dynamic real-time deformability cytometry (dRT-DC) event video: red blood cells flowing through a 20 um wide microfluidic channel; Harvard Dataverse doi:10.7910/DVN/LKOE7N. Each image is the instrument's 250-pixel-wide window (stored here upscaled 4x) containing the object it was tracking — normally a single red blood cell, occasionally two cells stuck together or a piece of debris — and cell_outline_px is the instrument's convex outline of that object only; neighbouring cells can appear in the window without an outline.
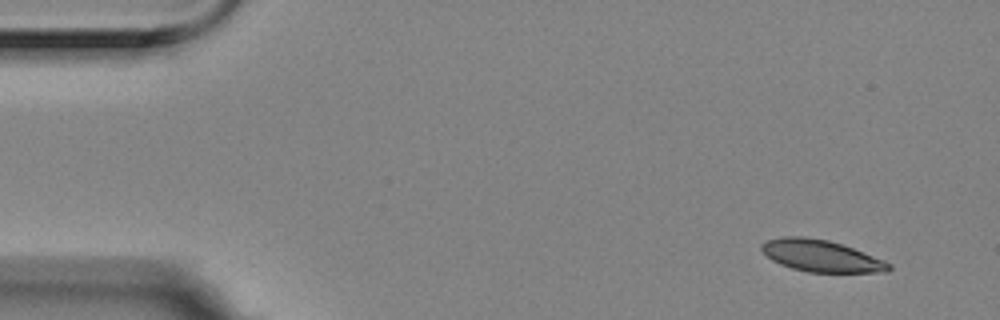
{"species": "Egyptian fruit bat (a non-hibernating species)", "species_latin": "Rousettus aegyptiacus", "temperature_condition": "room temperature", "stored_images_in_passage": 6, "camera_frame_rate_fps": 3000, "um_per_image_px": 0.085, "animal": {"sex": "female"}, "frame": {"image": 1, "passage_image": 1, "time_ms": 0.0, "image_size_px": [1000, 320], "cell_outline_px": [[892, 268], [888, 272], [808, 272], [792, 268], [780, 264], [772, 260], [760, 248], [760, 244], [768, 240], [780, 236], [804, 236], [828, 240], [852, 248], [884, 260], [892, 264]], "centroid_in_image_um": [69.79, 21.74], "position_along_channel_um": 15.2, "area_um2": 23.47}}
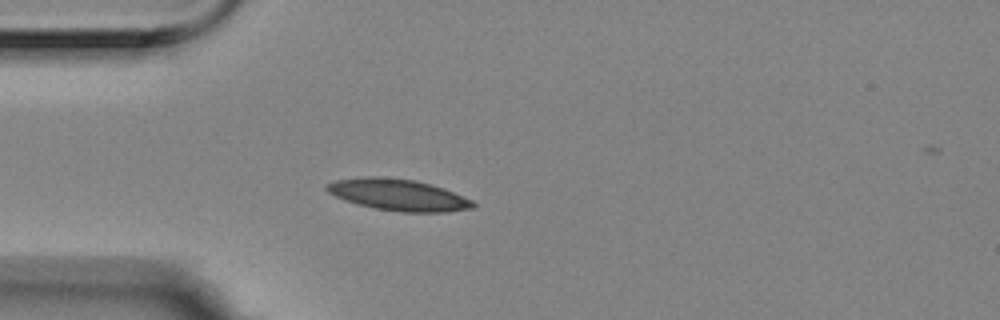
{"frame": {"image": 2, "passage_image": 4, "time_ms": 1.0, "image_size_px": [1000, 320], "cell_outline_px": [[476, 204], [472, 208], [444, 212], [400, 212], [376, 208], [356, 204], [344, 200], [328, 192], [324, 188], [328, 184], [336, 180], [368, 176], [376, 176], [416, 180], [432, 184], [444, 188], [472, 200]], "centroid_in_image_um": [33.85, 16.56], "position_along_channel_um": 51.1, "area_um2": 26.76}}
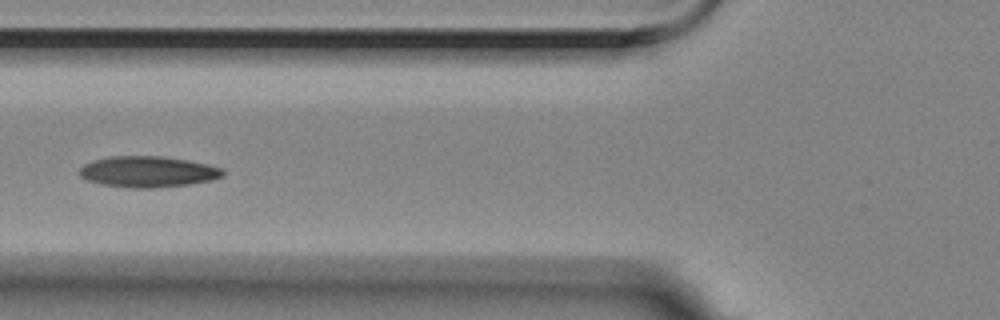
{"frame": {"image": 3, "passage_image": 6, "time_ms": 1.667, "image_size_px": [1000, 320], "cell_outline_px": [[224, 176], [212, 180], [188, 184], [156, 188], [132, 188], [104, 184], [88, 180], [80, 176], [80, 168], [84, 164], [92, 160], [112, 156], [160, 156], [188, 160], [208, 164], [224, 168]], "centroid_in_image_um": [12.61, 14.59], "position_along_channel_um": 113.2, "area_um2": 25.89}}